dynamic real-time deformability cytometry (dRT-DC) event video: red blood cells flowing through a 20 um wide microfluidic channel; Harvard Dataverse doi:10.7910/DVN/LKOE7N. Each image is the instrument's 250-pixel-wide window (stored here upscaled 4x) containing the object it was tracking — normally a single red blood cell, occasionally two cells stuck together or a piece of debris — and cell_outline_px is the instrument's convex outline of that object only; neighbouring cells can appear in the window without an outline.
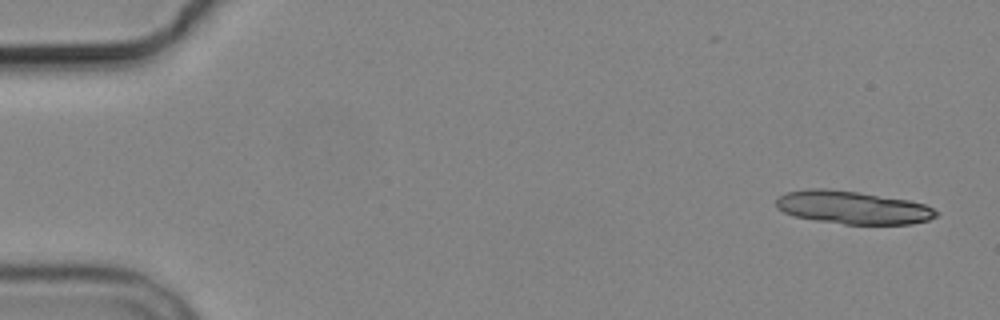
{"species": "common noctule bat (a hibernating species)", "species_latin": "Nyctalus noctula", "temperature_condition": "cold", "stored_images_in_passage": 6, "camera_frame_rate_fps": 3000, "um_per_image_px": 0.085, "animal": {"sex": "male", "body_mass_g": 19.2, "forearm_length_mm": 51.8}, "frame": {"image": 1, "passage_image": 1, "time_ms": 0.0, "image_size_px": [1000, 320], "cell_outline_px": [[940, 212], [936, 216], [928, 220], [912, 224], [844, 224], [816, 220], [796, 216], [784, 212], [776, 208], [776, 200], [784, 192], [808, 188], [824, 188], [856, 192], [908, 200], [924, 204]], "centroid_in_image_um": [72.46, 17.63], "position_along_channel_um": 12.5, "area_um2": 30.63}}
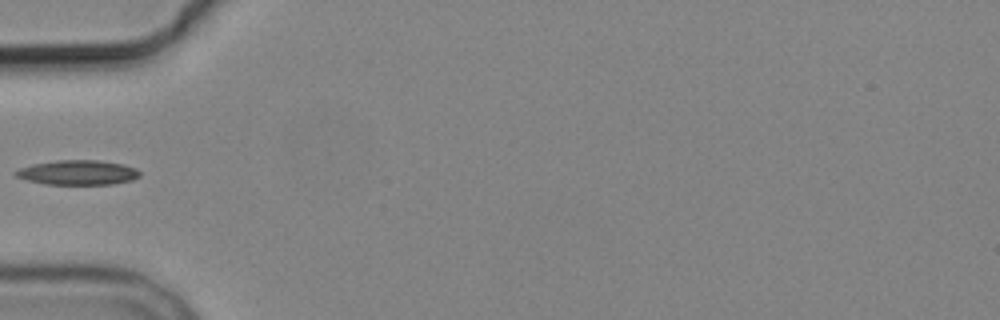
{"frame": {"image": 2, "passage_image": 6, "time_ms": 5.667, "image_size_px": [1000, 320], "cell_outline_px": [[140, 176], [132, 180], [112, 184], [44, 184], [28, 180], [16, 176], [12, 172], [20, 168], [32, 164], [56, 160], [100, 160], [124, 164], [136, 168], [140, 172]], "centroid_in_image_um": [6.62, 14.66], "position_along_channel_um": 78.4, "area_um2": 17.92}}